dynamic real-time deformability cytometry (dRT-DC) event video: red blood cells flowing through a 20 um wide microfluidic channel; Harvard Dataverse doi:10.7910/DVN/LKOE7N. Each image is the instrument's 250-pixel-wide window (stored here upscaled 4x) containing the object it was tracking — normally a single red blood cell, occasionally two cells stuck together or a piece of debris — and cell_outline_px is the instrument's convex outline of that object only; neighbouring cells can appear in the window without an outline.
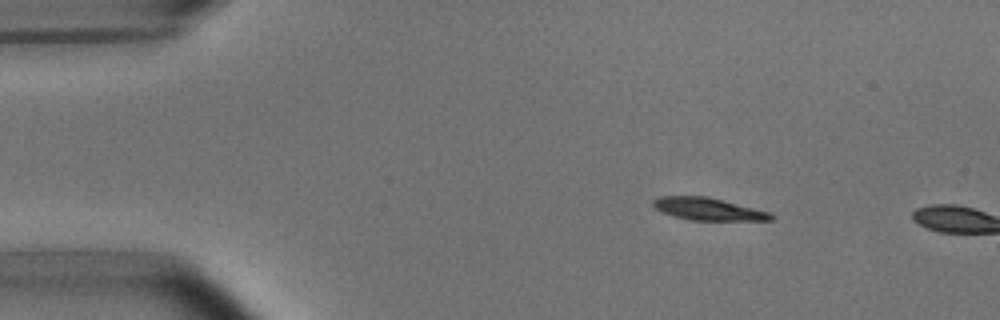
{"species": "common noctule bat (a hibernating species)", "species_latin": "Nyctalus noctula", "temperature_condition": "room temperature", "stored_images_in_passage": 2, "camera_frame_rate_fps": 3000, "um_per_image_px": 0.085, "animal": {"sex": "male", "body_mass_g": 15.6}, "frame": {"image": 1, "passage_image": 1, "time_ms": 0.0, "image_size_px": [1000, 320], "cell_outline_px": [[776, 216], [772, 220], [692, 220], [676, 216], [664, 212], [656, 208], [652, 204], [652, 200], [660, 196], [708, 196], [772, 212]], "centroid_in_image_um": [60.26, 17.76], "position_along_channel_um": 24.7, "area_um2": 15.37}}